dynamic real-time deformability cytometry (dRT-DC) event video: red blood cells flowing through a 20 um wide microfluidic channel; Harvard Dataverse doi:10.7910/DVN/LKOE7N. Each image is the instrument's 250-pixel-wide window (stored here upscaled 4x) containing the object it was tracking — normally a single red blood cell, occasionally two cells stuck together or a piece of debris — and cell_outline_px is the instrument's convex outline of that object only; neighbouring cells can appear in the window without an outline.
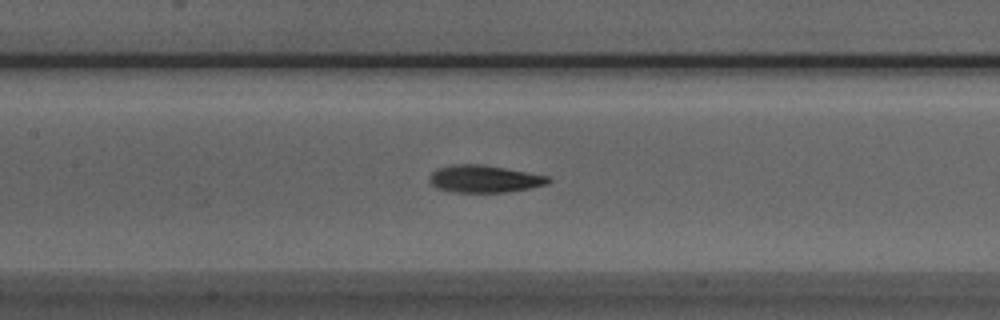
{"species": "Egyptian fruit bat (a non-hibernating species)", "species_latin": "Rousettus aegyptiacus", "temperature_condition": "room temperature", "stored_images_in_passage": 35, "camera_frame_rate_fps": 3000, "um_per_image_px": 0.085, "animal": {"sex": "male"}, "frame": {"image": 1, "passage_image": 9, "time_ms": 2.667, "image_size_px": [1000, 320], "cell_outline_px": [[552, 180], [548, 184], [528, 188], [504, 192], [452, 192], [436, 188], [428, 180], [428, 176], [436, 168], [452, 164], [484, 164], [548, 176]], "centroid_in_image_um": [41.12, 15.19], "position_along_channel_um": 166.3, "area_um2": 19.02}}
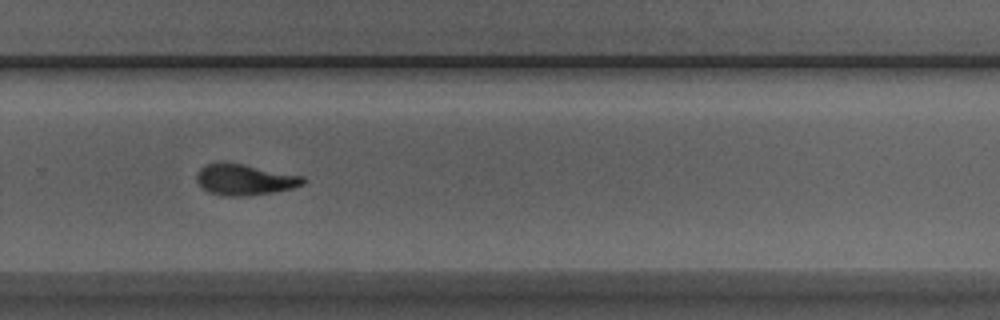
{"frame": {"image": 2, "passage_image": 20, "time_ms": 6.333, "image_size_px": [1000, 320], "cell_outline_px": [[304, 184], [292, 188], [272, 192], [248, 196], [224, 196], [208, 192], [196, 180], [196, 176], [200, 168], [204, 164], [240, 164], [304, 176]], "centroid_in_image_um": [20.8, 15.29], "position_along_channel_um": 309.0, "area_um2": 18.73}}
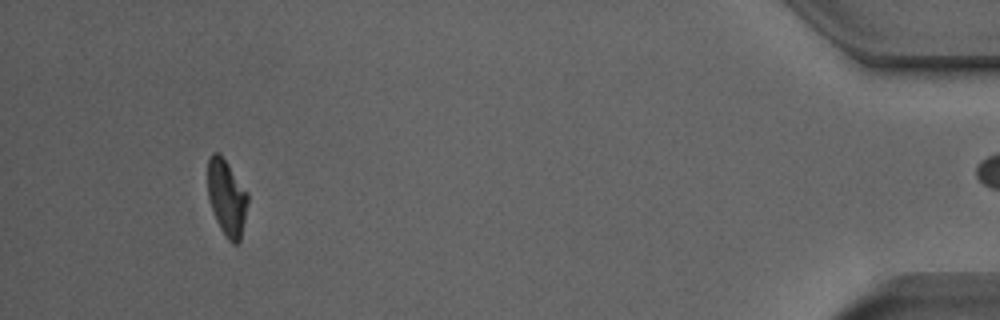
{"frame": {"image": 3, "passage_image": 34, "time_ms": 11.0, "image_size_px": [1000, 320], "cell_outline_px": [[248, 200], [240, 240], [236, 244], [232, 244], [228, 240], [220, 228], [216, 220], [208, 196], [208, 160], [212, 152], [220, 152], [248, 192]], "centroid_in_image_um": [19.27, 16.77], "position_along_channel_um": 415.9, "area_um2": 17.69}, "authors_computed_cell_mechanics": {"area_um2": 18.6694, "velocity_mm_per_s": 3.9049, "shape_relaxation_time_tau1_ms": 6.5775, "shape_relaxation_time_tau2_ms": 3.3835, "deformation_change_tau1": 0.2104, "deformation_change_tau2": 0.1004}}